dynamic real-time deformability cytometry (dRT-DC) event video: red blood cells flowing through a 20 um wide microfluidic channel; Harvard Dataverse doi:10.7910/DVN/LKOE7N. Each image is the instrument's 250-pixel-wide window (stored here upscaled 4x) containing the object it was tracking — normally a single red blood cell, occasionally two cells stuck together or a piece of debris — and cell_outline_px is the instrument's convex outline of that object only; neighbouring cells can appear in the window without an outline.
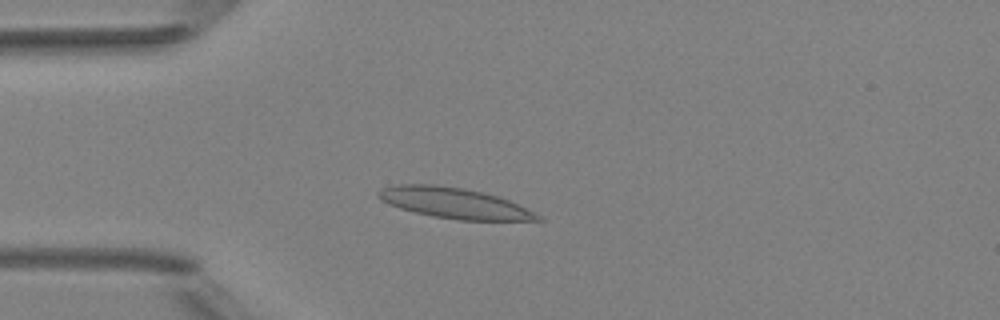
{"species": "Egyptian fruit bat (a non-hibernating species)", "species_latin": "Rousettus aegyptiacus", "temperature_condition": "room temperature", "stored_images_in_passage": 4, "camera_frame_rate_fps": 3000, "um_per_image_px": 0.085, "animal": {"sex": "female"}, "frame": {"image": 1, "passage_image": 4, "time_ms": 3.333, "image_size_px": [1000, 320], "cell_outline_px": [[544, 220], [456, 220], [432, 216], [400, 208], [388, 204], [380, 200], [376, 196], [376, 192], [380, 188], [396, 184], [436, 184], [460, 188], [480, 192], [496, 196], [508, 200], [536, 212]], "centroid_in_image_um": [38.55, 17.26], "position_along_channel_um": 46.5, "area_um2": 28.32}}